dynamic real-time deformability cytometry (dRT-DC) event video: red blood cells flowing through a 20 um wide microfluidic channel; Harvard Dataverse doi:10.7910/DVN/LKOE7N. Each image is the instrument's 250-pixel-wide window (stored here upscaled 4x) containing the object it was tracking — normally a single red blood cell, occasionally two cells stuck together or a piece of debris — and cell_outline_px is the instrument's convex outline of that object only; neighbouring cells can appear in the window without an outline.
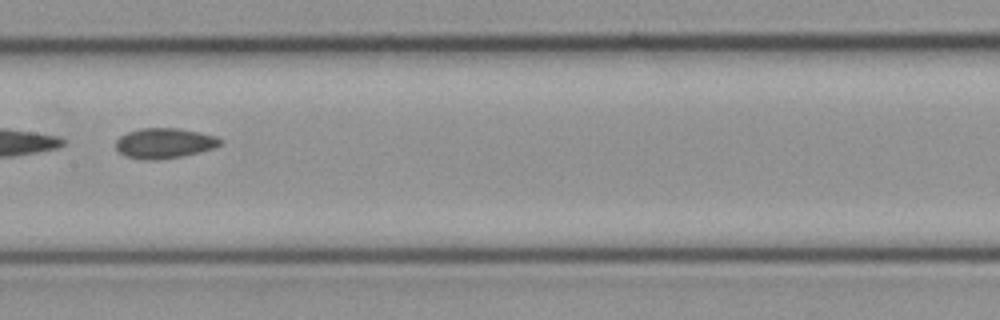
{"species": "common noctule bat (a hibernating species)", "species_latin": "Nyctalus noctula", "temperature_condition": "cold", "stored_images_in_passage": 17, "segment_of_instrument_passage": [2, 2], "camera_frame_rate_fps": 3000, "um_per_image_px": 0.085, "animal": {"sex": "female", "body_mass_g": 21.9}, "frame": {"image": 1, "passage_image": 13, "time_ms": 4.0, "image_size_px": [1000, 320], "cell_outline_px": [[220, 144], [216, 148], [200, 152], [180, 156], [156, 160], [144, 160], [124, 156], [116, 148], [116, 140], [120, 136], [128, 132], [140, 128], [176, 128], [200, 132], [216, 136], [220, 140]], "centroid_in_image_um": [13.95, 12.17], "position_along_channel_um": 193.4, "area_um2": 18.38}}
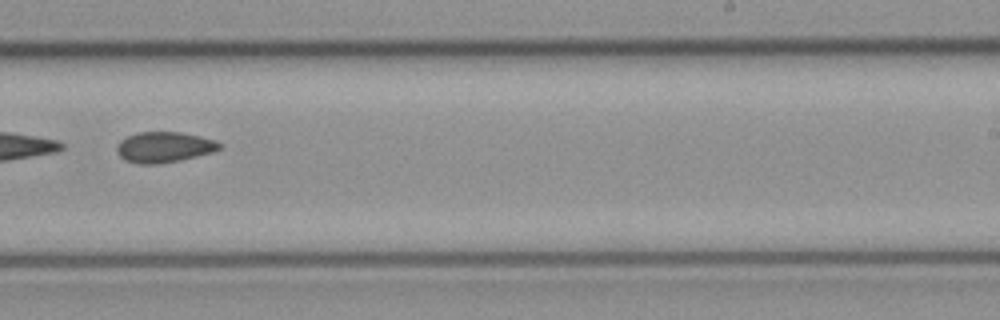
{"frame": {"image": 2, "passage_image": 16, "time_ms": 5.0, "image_size_px": [1000, 320], "cell_outline_px": [[220, 148], [212, 152], [180, 160], [160, 164], [140, 164], [124, 160], [116, 152], [116, 144], [120, 140], [136, 132], [180, 132], [200, 136], [216, 140], [220, 144]], "centroid_in_image_um": [13.9, 12.51], "position_along_channel_um": 275.1, "area_um2": 18.38}}